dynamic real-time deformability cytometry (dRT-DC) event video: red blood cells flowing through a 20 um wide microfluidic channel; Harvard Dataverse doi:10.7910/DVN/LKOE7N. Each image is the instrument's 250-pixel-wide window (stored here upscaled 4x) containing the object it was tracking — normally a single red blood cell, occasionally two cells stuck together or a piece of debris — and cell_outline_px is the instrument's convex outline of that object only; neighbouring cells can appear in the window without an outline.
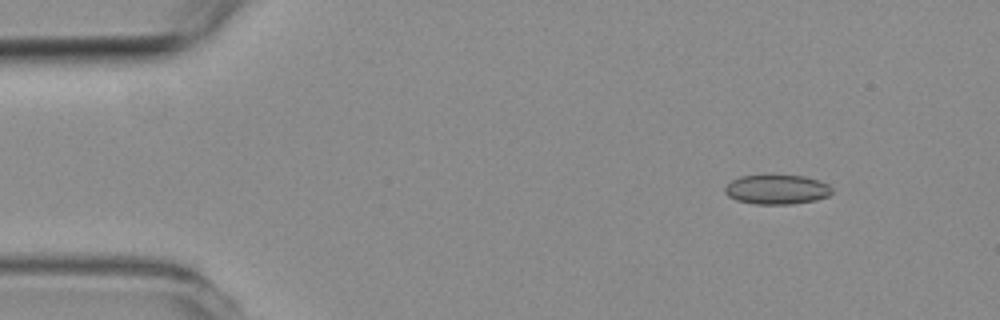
{"species": "common noctule bat (a hibernating species)", "species_latin": "Nyctalus noctula", "temperature_condition": "room temperature", "stored_images_in_passage": 4, "camera_frame_rate_fps": 3000, "um_per_image_px": 0.085, "animal": {"sex": "female", "body_mass_g": 19.3, "forearm_length_mm": 54.1}, "frame": {"image": 1, "passage_image": 1, "time_ms": 0.0, "image_size_px": [1000, 320], "cell_outline_px": [[832, 192], [828, 196], [816, 200], [792, 204], [756, 204], [736, 200], [728, 196], [724, 192], [724, 188], [732, 180], [740, 176], [804, 176], [828, 184], [832, 188]], "centroid_in_image_um": [66.02, 16.12], "position_along_channel_um": 19.0, "area_um2": 18.21}}
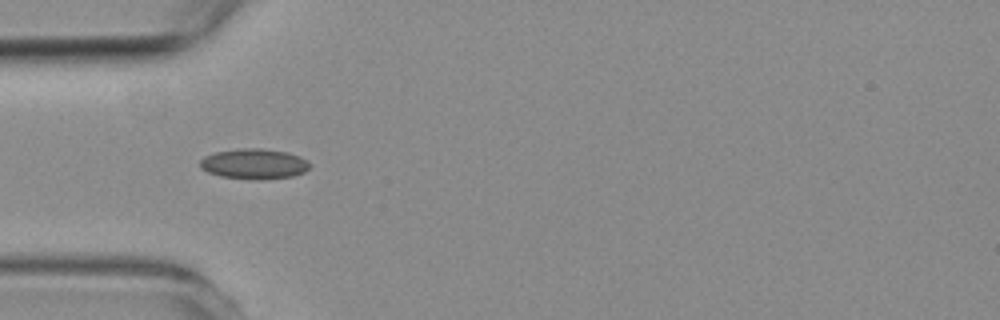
{"frame": {"image": 2, "passage_image": 4, "time_ms": 3.333, "image_size_px": [1000, 320], "cell_outline_px": [[308, 168], [304, 172], [292, 176], [260, 180], [252, 180], [220, 176], [208, 172], [200, 168], [200, 160], [204, 156], [216, 152], [240, 148], [260, 148], [288, 152], [300, 156], [308, 160]], "centroid_in_image_um": [21.58, 13.93], "position_along_channel_um": 63.4, "area_um2": 19.48}}